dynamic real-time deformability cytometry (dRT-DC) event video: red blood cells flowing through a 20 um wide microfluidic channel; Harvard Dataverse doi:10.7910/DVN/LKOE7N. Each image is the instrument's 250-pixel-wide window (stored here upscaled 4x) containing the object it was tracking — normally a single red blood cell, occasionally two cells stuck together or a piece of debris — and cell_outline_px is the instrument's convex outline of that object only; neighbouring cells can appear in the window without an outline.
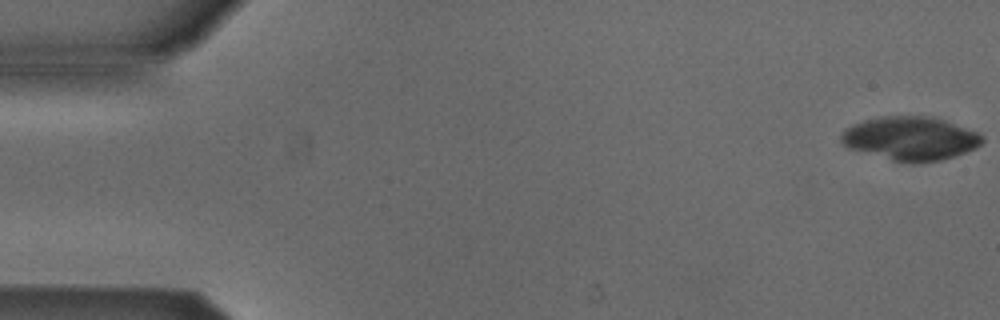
{"species": "Egyptian fruit bat (a non-hibernating species)", "species_latin": "Rousettus aegyptiacus", "temperature_condition": "cold", "stored_images_in_passage": 3, "camera_frame_rate_fps": 3000, "um_per_image_px": 0.085, "animal": {"sex": "male"}, "frame": {"image": 1, "passage_image": 1, "time_ms": 0.0, "image_size_px": [1000, 320], "cell_outline_px": [[984, 140], [976, 148], [956, 156], [940, 160], [920, 164], [912, 164], [892, 160], [848, 148], [840, 140], [840, 132], [844, 128], [852, 124], [864, 120], [884, 116], [928, 116], [944, 120], [980, 132], [984, 136]], "centroid_in_image_um": [77.4, 11.78], "position_along_channel_um": 7.6, "area_um2": 36.3}}